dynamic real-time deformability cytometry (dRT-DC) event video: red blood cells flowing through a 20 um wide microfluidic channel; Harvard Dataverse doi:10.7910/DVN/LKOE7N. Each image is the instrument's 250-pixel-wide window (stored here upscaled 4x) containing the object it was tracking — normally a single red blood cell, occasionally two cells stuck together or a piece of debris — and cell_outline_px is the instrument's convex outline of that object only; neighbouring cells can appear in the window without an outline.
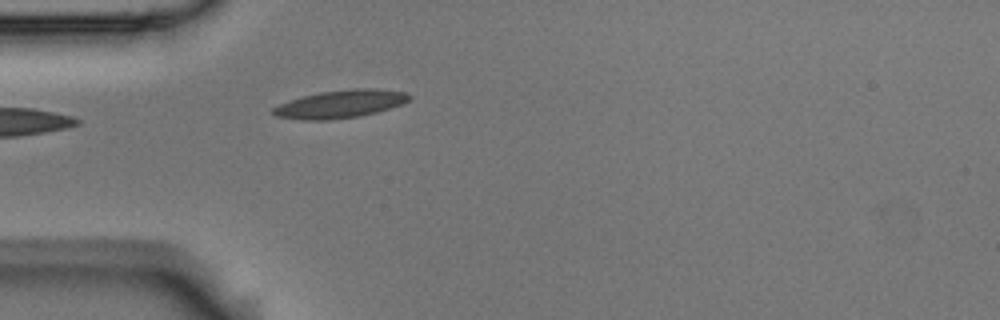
{"species": "Egyptian fruit bat (a non-hibernating species)", "species_latin": "Rousettus aegyptiacus", "temperature_condition": "room temperature", "stored_images_in_passage": 5, "camera_frame_rate_fps": 3000, "um_per_image_px": 0.085, "animal": {"sex": "male"}, "frame": {"image": 1, "passage_image": 5, "time_ms": 1.333, "image_size_px": [1000, 320], "cell_outline_px": [[412, 100], [404, 104], [376, 112], [360, 116], [328, 120], [300, 120], [276, 116], [272, 112], [272, 108], [280, 104], [304, 96], [320, 92], [352, 88], [376, 88], [408, 92], [412, 96]], "centroid_in_image_um": [29.02, 8.83], "position_along_channel_um": 56.0, "area_um2": 22.31}}